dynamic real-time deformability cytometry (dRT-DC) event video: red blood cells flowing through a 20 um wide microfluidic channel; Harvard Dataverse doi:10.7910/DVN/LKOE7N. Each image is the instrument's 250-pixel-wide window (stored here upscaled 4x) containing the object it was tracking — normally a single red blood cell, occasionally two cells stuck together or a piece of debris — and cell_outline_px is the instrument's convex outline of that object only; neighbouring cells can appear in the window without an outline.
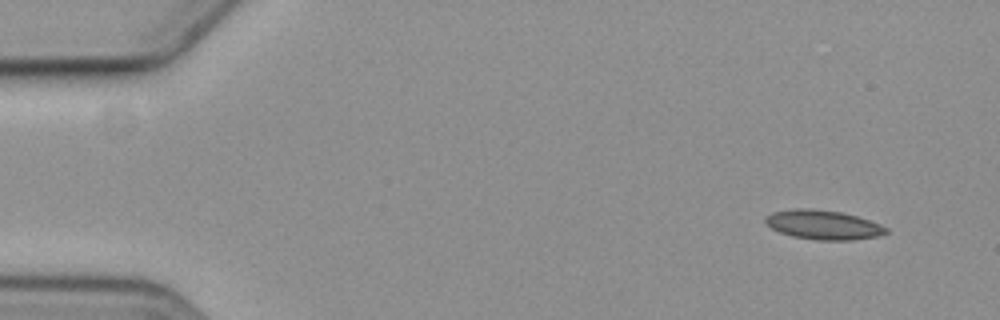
{"species": "common noctule bat (a hibernating species)", "species_latin": "Nyctalus noctula", "temperature_condition": "cold", "stored_images_in_passage": 2, "camera_frame_rate_fps": 3000, "um_per_image_px": 0.085, "animal": {"sex": "female", "body_mass_g": 19.3, "forearm_length_mm": 54.1}, "frame": {"image": 1, "passage_image": 1, "time_ms": 0.0, "image_size_px": [1000, 320], "cell_outline_px": [[888, 232], [880, 236], [852, 240], [816, 240], [792, 236], [780, 232], [764, 224], [764, 216], [772, 212], [792, 208], [812, 208], [840, 212], [856, 216], [880, 224], [888, 228]], "centroid_in_image_um": [69.94, 19.1], "position_along_channel_um": 15.1, "area_um2": 20.81}}